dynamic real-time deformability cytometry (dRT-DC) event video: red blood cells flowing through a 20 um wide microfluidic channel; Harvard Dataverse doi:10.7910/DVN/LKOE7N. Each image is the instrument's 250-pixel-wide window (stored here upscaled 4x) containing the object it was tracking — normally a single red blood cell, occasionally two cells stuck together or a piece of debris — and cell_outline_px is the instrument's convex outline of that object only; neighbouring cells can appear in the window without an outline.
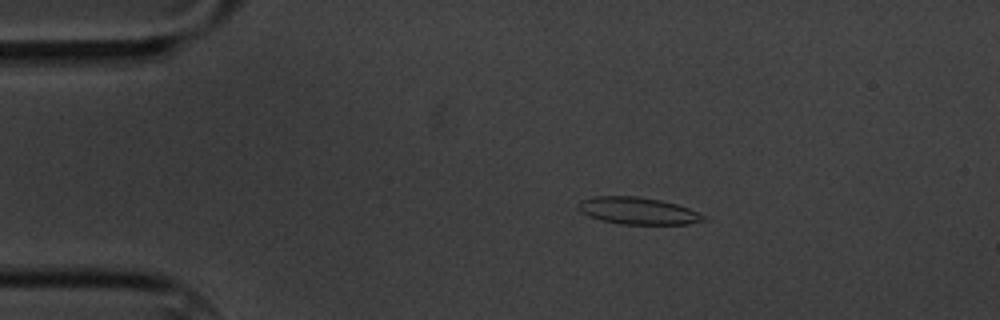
{"species": "common noctule bat (a hibernating species)", "species_latin": "Nyctalus noctula", "temperature_condition": "cold", "stored_images_in_passage": 6, "camera_frame_rate_fps": 3000, "um_per_image_px": 0.085, "animal": {"sex": "male", "body_mass_g": 20.1, "forearm_length_mm": 53.5}, "frame": {"image": 1, "passage_image": 3, "time_ms": 2.333, "image_size_px": [1000, 320], "cell_outline_px": [[708, 220], [688, 224], [620, 224], [600, 220], [588, 216], [580, 212], [576, 204], [580, 200], [596, 196], [636, 196], [660, 200], [676, 204], [688, 208], [704, 216]], "centroid_in_image_um": [54.17, 17.92], "position_along_channel_um": 30.8, "area_um2": 19.77}}
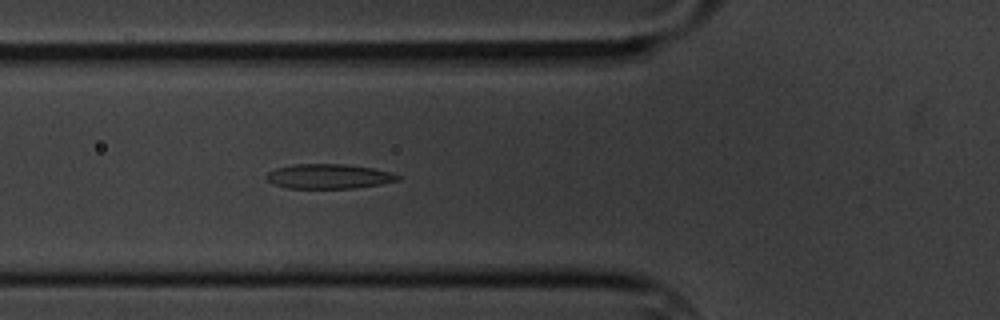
{"frame": {"image": 2, "passage_image": 6, "time_ms": 5.667, "image_size_px": [1000, 320], "cell_outline_px": [[400, 180], [380, 184], [356, 188], [288, 188], [272, 184], [264, 176], [268, 172], [276, 168], [292, 164], [344, 164], [372, 168], [392, 172], [400, 176]], "centroid_in_image_um": [27.93, 14.99], "position_along_channel_um": 97.9, "area_um2": 18.96}}